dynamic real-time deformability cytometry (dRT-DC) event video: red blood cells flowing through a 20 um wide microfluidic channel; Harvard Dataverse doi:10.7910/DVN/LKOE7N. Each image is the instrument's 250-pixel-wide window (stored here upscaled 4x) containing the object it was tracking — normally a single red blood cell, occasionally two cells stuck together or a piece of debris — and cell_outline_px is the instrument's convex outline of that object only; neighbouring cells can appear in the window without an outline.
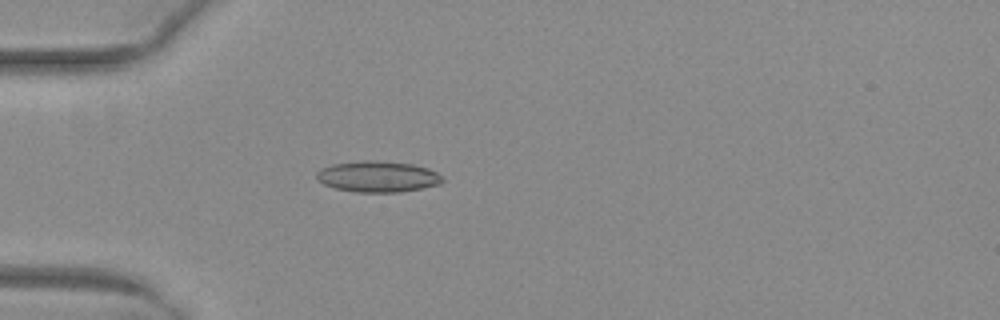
{"species": "common noctule bat (a hibernating species)", "species_latin": "Nyctalus noctula", "temperature_condition": "warm", "stored_images_in_passage": 52, "camera_frame_rate_fps": 3000, "um_per_image_px": 0.085, "animal": {"sex": "female", "body_mass_g": 29.2, "forearm_length_mm": 56.3}, "frame": {"image": 1, "passage_image": 16, "time_ms": 5.0, "image_size_px": [1000, 320], "cell_outline_px": [[444, 180], [440, 184], [400, 192], [356, 192], [336, 188], [324, 184], [316, 176], [316, 172], [332, 164], [364, 160], [372, 160], [412, 164], [428, 168], [436, 172]], "centroid_in_image_um": [32.12, 15.01], "position_along_channel_um": 52.9, "area_um2": 22.48}}
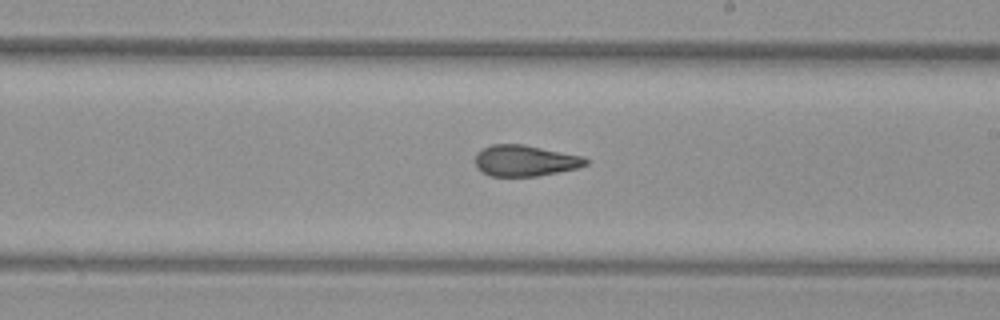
{"frame": {"image": 2, "passage_image": 31, "time_ms": 10.0, "image_size_px": [1000, 320], "cell_outline_px": [[588, 164], [576, 168], [536, 176], [488, 176], [480, 172], [476, 168], [476, 152], [492, 144], [524, 144], [584, 156], [588, 160]], "centroid_in_image_um": [44.6, 13.65], "position_along_channel_um": 244.4, "area_um2": 20.11}}
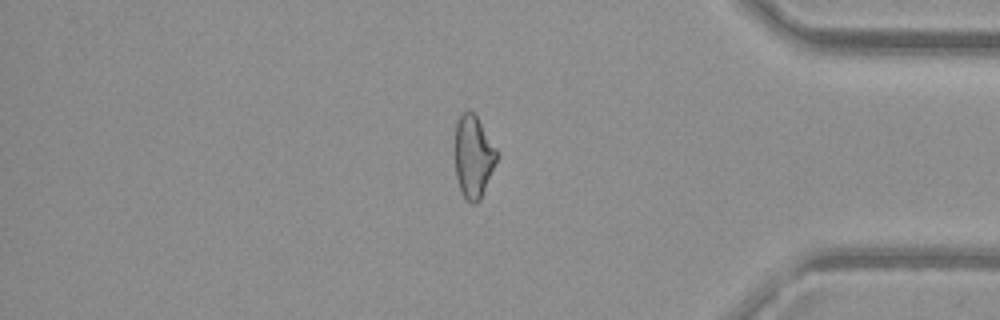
{"frame": {"image": 3, "passage_image": 44, "time_ms": 14.333, "image_size_px": [1000, 320], "cell_outline_px": [[496, 160], [480, 200], [476, 204], [472, 204], [464, 196], [460, 188], [456, 176], [456, 124], [460, 116], [468, 108], [476, 116], [496, 148]], "centroid_in_image_um": [40.23, 13.31], "position_along_channel_um": 395.0, "area_um2": 19.42}, "authors_computed_cell_mechanics": {"area_um2": 21.2126, "velocity_mm_per_s": 4.0733, "shape_relaxation_time_tau1_ms": null, "shape_relaxation_time_tau2_ms": 2.1557, "deformation_change_tau1": null, "deformation_change_tau2": 0.0895}}